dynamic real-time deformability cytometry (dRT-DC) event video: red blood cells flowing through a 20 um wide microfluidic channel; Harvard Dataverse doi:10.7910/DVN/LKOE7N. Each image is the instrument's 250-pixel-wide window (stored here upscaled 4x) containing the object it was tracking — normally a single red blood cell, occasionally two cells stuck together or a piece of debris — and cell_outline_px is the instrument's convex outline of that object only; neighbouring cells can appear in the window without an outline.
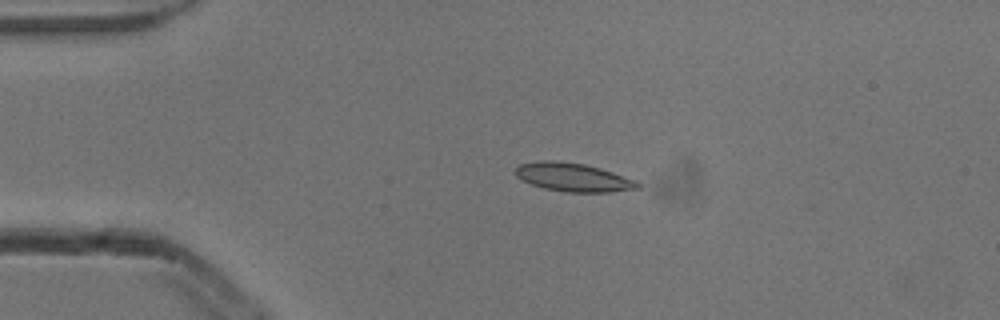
{"species": "common noctule bat (a hibernating species)", "species_latin": "Nyctalus noctula", "temperature_condition": "cold", "stored_images_in_passage": 4, "camera_frame_rate_fps": 3000, "um_per_image_px": 0.085, "animal": {"sex": "male", "body_mass_g": 13.3}, "frame": {"image": 1, "passage_image": 3, "time_ms": 0.667, "image_size_px": [1000, 320], "cell_outline_px": [[640, 188], [608, 192], [564, 192], [544, 188], [532, 184], [516, 176], [512, 172], [520, 164], [540, 160], [552, 160], [584, 164], [600, 168], [636, 180], [640, 184]], "centroid_in_image_um": [48.7, 15.06], "position_along_channel_um": 36.3, "area_um2": 20.23}}